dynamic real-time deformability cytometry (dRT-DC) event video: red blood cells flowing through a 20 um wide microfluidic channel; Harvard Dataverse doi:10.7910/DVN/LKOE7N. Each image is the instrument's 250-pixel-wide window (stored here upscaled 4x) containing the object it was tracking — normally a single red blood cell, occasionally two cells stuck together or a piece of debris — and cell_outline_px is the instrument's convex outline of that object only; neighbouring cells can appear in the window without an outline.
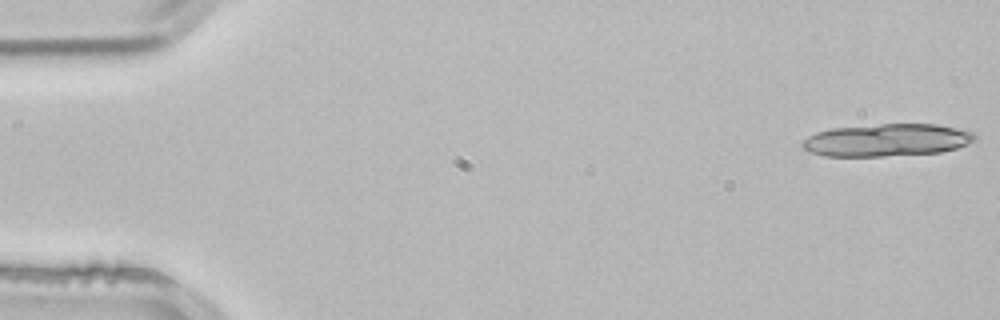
{"species": "common noctule bat (a hibernating species)", "species_latin": "Nyctalus noctula", "temperature_condition": "room temperature", "stored_images_in_passage": 4, "camera_frame_rate_fps": 3000, "um_per_image_px": 0.085, "animal": {"sex": "male", "body_mass_g": 21.5, "forearm_length_mm": 52.0}, "frame": {"image": 1, "passage_image": 1, "time_ms": 0.0, "image_size_px": [1000, 320], "cell_outline_px": [[976, 140], [968, 144], [956, 148], [940, 152], [884, 156], [824, 156], [808, 152], [800, 144], [808, 136], [816, 132], [832, 128], [880, 124], [936, 124], [968, 128], [976, 132]], "centroid_in_image_um": [75.45, 11.89], "position_along_channel_um": 9.6, "area_um2": 33.12}}